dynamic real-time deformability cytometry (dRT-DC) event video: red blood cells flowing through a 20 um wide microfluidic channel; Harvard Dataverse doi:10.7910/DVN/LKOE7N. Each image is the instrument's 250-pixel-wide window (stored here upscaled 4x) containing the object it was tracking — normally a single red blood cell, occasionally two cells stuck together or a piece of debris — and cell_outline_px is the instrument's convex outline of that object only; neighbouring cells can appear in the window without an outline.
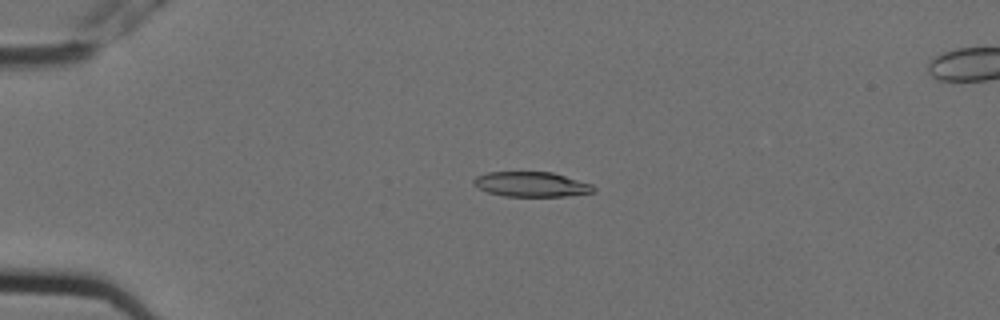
{"species": "Egyptian fruit bat (a non-hibernating species)", "species_latin": "Rousettus aegyptiacus", "temperature_condition": "cold", "stored_images_in_passage": 6, "camera_frame_rate_fps": 3000, "um_per_image_px": 0.085, "animal": {"sex": "female"}, "frame": {"image": 1, "passage_image": 4, "time_ms": 1.0, "image_size_px": [1000, 320], "cell_outline_px": [[596, 192], [564, 196], [504, 196], [488, 192], [472, 184], [472, 180], [476, 176], [488, 172], [552, 172], [592, 184], [596, 188]], "centroid_in_image_um": [45.17, 15.66], "position_along_channel_um": 39.8, "area_um2": 17.4}}